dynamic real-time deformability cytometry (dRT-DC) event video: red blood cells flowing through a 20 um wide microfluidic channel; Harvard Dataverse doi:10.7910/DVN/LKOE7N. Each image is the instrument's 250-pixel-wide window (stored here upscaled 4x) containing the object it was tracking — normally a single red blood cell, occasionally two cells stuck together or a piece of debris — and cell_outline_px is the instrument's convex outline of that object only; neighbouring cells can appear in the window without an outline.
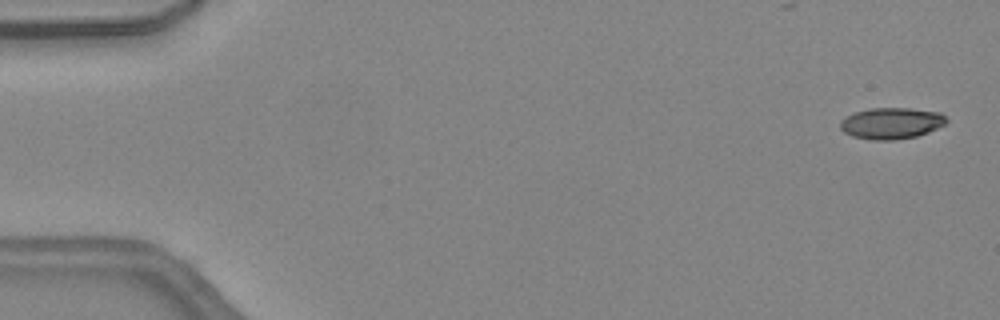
{"species": "common noctule bat (a hibernating species)", "species_latin": "Nyctalus noctula", "temperature_condition": "warm", "stored_images_in_passage": 10, "camera_frame_rate_fps": 3000, "um_per_image_px": 0.085, "animal": {"sex": "female", "body_mass_g": 24.6, "forearm_length_mm": 56.2}, "frame": {"image": 1, "passage_image": 2, "time_ms": 0.333, "image_size_px": [1000, 320], "cell_outline_px": [[948, 120], [944, 124], [928, 132], [916, 136], [892, 140], [872, 140], [852, 136], [844, 132], [840, 128], [840, 120], [844, 116], [856, 112], [872, 108], [908, 108], [940, 112]], "centroid_in_image_um": [75.73, 10.47], "position_along_channel_um": 9.3, "area_um2": 19.31}}